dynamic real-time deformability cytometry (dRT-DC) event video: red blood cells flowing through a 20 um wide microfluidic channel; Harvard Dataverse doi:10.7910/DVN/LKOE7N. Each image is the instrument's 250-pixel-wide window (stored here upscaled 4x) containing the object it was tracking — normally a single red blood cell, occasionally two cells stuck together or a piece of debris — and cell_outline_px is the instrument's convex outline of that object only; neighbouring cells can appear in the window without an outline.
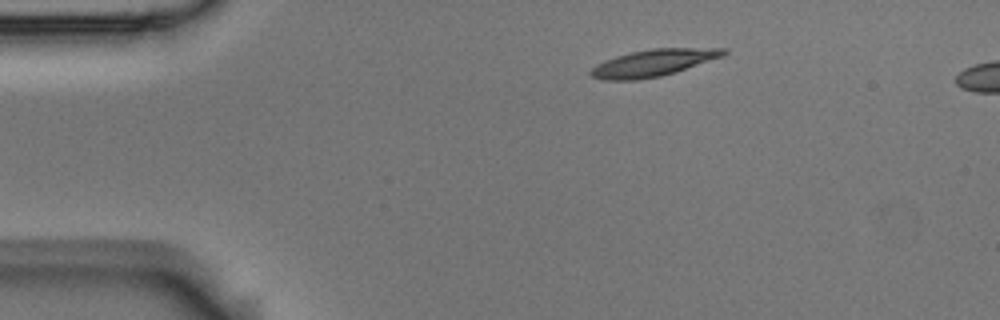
{"species": "Egyptian fruit bat (a non-hibernating species)", "species_latin": "Rousettus aegyptiacus", "temperature_condition": "room temperature", "stored_images_in_passage": 4, "camera_frame_rate_fps": 3000, "um_per_image_px": 0.085, "animal": {"sex": "male"}, "frame": {"image": 1, "passage_image": 1, "time_ms": 0.0, "image_size_px": [1000, 320], "cell_outline_px": [[728, 52], [724, 56], [676, 72], [660, 76], [636, 80], [604, 80], [592, 76], [588, 72], [592, 68], [604, 60], [616, 56], [632, 52], [652, 48], [728, 48]], "centroid_in_image_um": [55.56, 5.34], "position_along_channel_um": 29.4, "area_um2": 20.81}}